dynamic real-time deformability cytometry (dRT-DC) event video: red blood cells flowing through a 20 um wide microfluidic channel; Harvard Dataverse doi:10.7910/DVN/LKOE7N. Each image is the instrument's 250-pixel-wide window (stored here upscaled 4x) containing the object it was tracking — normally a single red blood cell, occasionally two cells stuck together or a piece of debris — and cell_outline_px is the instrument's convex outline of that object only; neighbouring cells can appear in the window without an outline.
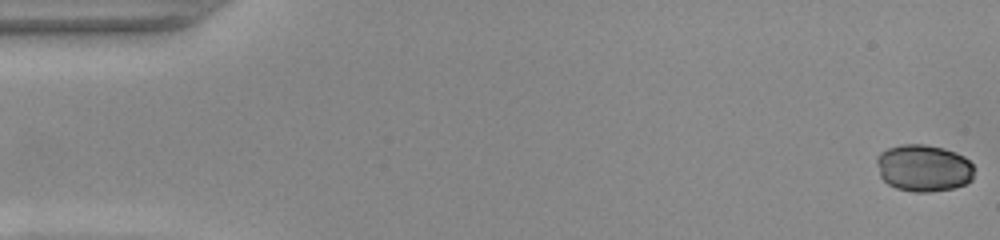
{"species": "common noctule bat (a hibernating species)", "species_latin": "Nyctalus noctula", "temperature_condition": "warm", "stored_images_in_passage": 52, "camera_frame_rate_fps": 3000, "um_per_image_px": 0.085, "animal": {"sex": "female", "body_mass_g": 22.0, "forearm_length_mm": 56.7}, "frame": {"image": 1, "passage_image": 1, "time_ms": 0.0, "image_size_px": [1000, 240], "cell_outline_px": [[976, 168], [972, 180], [964, 184], [952, 188], [928, 192], [916, 192], [896, 188], [888, 184], [880, 176], [876, 160], [876, 156], [880, 152], [888, 148], [900, 144], [924, 144], [944, 148], [956, 152], [964, 156]], "centroid_in_image_um": [78.51, 14.27], "position_along_channel_um": 6.5, "area_um2": 26.93}}
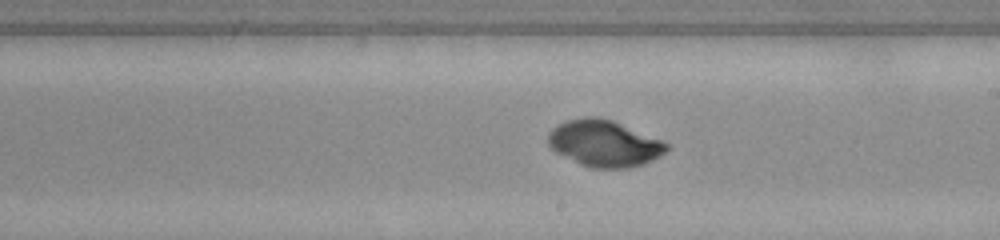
{"frame": {"image": 2, "passage_image": 30, "time_ms": 9.667, "image_size_px": [1000, 240], "cell_outline_px": [[668, 148], [660, 156], [644, 164], [628, 168], [588, 168], [556, 152], [548, 144], [548, 132], [552, 128], [568, 120], [584, 116], [596, 116], [612, 120], [664, 140], [668, 144]], "centroid_in_image_um": [51.37, 12.19], "position_along_channel_um": 237.6, "area_um2": 32.19}}
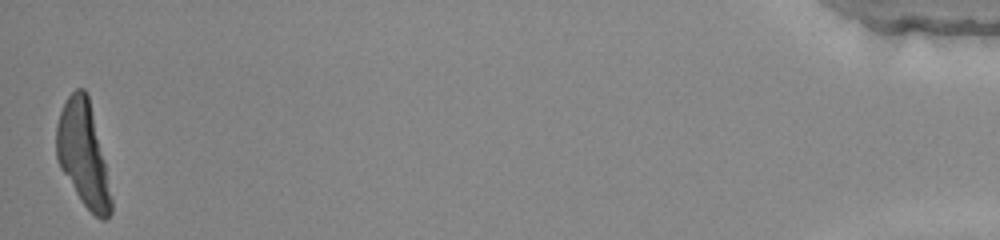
{"frame": {"image": 3, "passage_image": 52, "time_ms": 17.0, "image_size_px": [1000, 240], "cell_outline_px": [[112, 212], [104, 220], [100, 220], [80, 200], [60, 168], [56, 156], [56, 124], [60, 112], [68, 96], [76, 88], [84, 88], [88, 96], [112, 196]], "centroid_in_image_um": [7.04, 13.12], "position_along_channel_um": 428.2, "area_um2": 32.66}}